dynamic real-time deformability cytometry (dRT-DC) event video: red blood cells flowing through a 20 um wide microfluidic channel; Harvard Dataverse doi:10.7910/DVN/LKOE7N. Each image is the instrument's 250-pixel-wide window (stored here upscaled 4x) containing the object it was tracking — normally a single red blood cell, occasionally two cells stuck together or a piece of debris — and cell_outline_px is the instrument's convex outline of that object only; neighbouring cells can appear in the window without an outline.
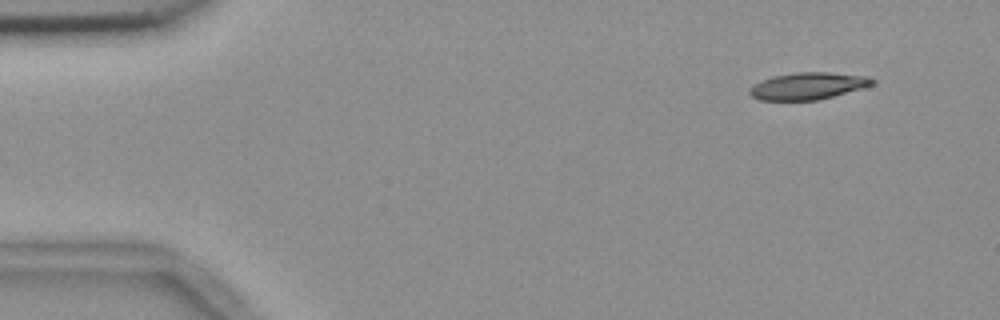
{"species": "common noctule bat (a hibernating species)", "species_latin": "Nyctalus noctula", "temperature_condition": "room temperature", "stored_images_in_passage": 5, "camera_frame_rate_fps": 3000, "um_per_image_px": 0.085, "animal": {"sex": "female", "body_mass_g": 18.4}, "frame": {"image": 1, "passage_image": 1, "time_ms": 0.0, "image_size_px": [1000, 320], "cell_outline_px": [[876, 80], [872, 84], [860, 88], [832, 96], [816, 100], [760, 100], [752, 96], [748, 92], [748, 88], [760, 80], [772, 76], [796, 72], [828, 72], [868, 76]], "centroid_in_image_um": [68.61, 7.29], "position_along_channel_um": 16.4, "area_um2": 19.19}}
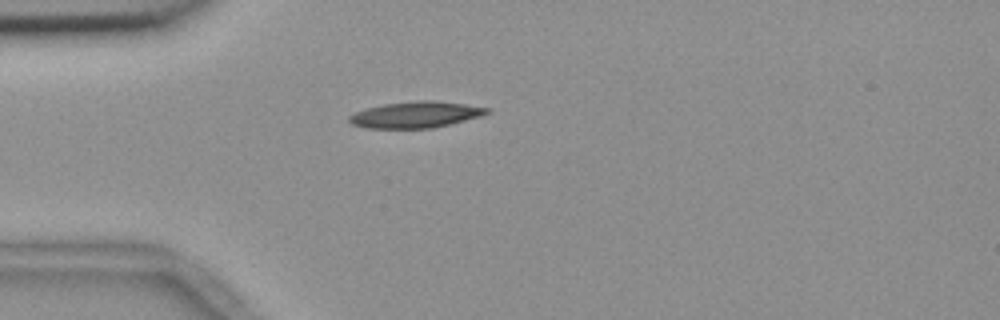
{"frame": {"image": 2, "passage_image": 4, "time_ms": 1.0, "image_size_px": [1000, 320], "cell_outline_px": [[488, 112], [480, 116], [432, 128], [364, 128], [352, 124], [348, 120], [348, 116], [356, 112], [368, 108], [384, 104], [420, 100], [428, 100], [464, 104], [488, 108]], "centroid_in_image_um": [35.27, 9.75], "position_along_channel_um": 49.7, "area_um2": 20.63}}